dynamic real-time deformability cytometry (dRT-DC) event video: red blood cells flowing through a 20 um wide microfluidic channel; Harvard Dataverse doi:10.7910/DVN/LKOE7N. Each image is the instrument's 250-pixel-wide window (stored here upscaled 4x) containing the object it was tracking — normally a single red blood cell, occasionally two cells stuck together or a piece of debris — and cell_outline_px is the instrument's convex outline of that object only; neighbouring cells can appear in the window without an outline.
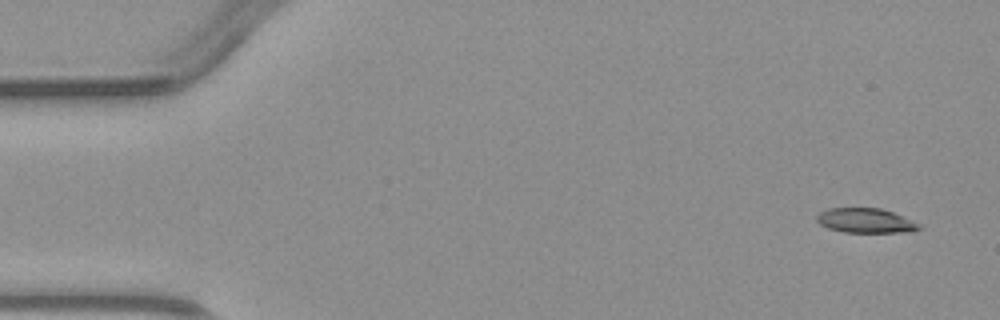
{"species": "common noctule bat (a hibernating species)", "species_latin": "Nyctalus noctula", "temperature_condition": "warm", "stored_images_in_passage": 4, "camera_frame_rate_fps": 3000, "um_per_image_px": 0.085, "animal": {"sex": "male", "body_mass_g": 23.1, "forearm_length_mm": 52.7}, "frame": {"image": 1, "passage_image": 1, "time_ms": 0.0, "image_size_px": [1000, 320], "cell_outline_px": [[920, 228], [912, 232], [844, 232], [828, 228], [820, 224], [816, 220], [816, 216], [820, 212], [828, 208], [880, 208], [892, 212], [920, 224]], "centroid_in_image_um": [73.55, 18.75], "position_along_channel_um": 11.5, "area_um2": 14.57}}
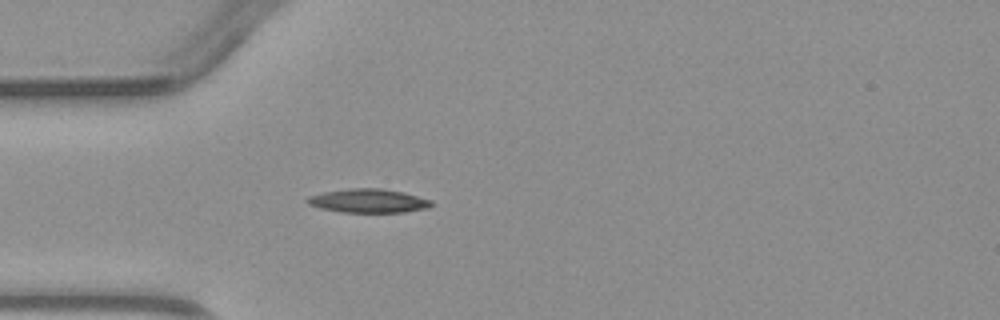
{"frame": {"image": 2, "passage_image": 4, "time_ms": 3.667, "image_size_px": [1000, 320], "cell_outline_px": [[436, 204], [428, 208], [404, 212], [340, 212], [320, 208], [308, 204], [304, 200], [308, 196], [324, 192], [348, 188], [380, 188], [404, 192], [432, 200]], "centroid_in_image_um": [31.33, 17.07], "position_along_channel_um": 53.7, "area_um2": 17.4}}